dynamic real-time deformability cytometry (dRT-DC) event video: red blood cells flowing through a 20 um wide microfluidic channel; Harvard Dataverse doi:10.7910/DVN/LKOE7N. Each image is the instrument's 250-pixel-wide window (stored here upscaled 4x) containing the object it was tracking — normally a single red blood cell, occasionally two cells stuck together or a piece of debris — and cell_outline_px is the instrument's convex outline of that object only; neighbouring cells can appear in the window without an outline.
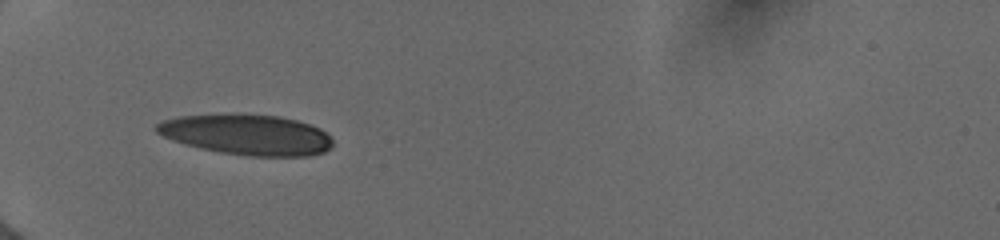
{"species": "human", "species_latin": "Homo sapiens", "temperature_condition": "cold", "stored_images_in_passage": 9, "camera_frame_rate_fps": 3000, "um_per_image_px": 0.085, "donor": {"sex": "female"}, "frame": {"image": 1, "passage_image": 1, "time_ms": 0.0, "image_size_px": [1000, 240], "cell_outline_px": [[332, 144], [324, 152], [308, 156], [248, 156], [220, 152], [200, 148], [184, 144], [172, 140], [156, 132], [152, 128], [156, 124], [164, 120], [176, 116], [232, 112], [244, 112], [280, 116], [296, 120], [320, 128], [332, 140]], "centroid_in_image_um": [20.92, 11.41], "position_along_channel_um": 64.1, "area_um2": 42.31}}
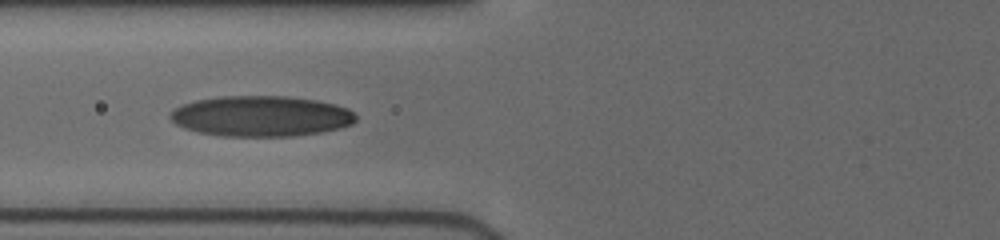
{"frame": {"image": 2, "passage_image": 8, "time_ms": 1.333, "image_size_px": [1000, 240], "cell_outline_px": [[356, 120], [352, 124], [340, 128], [320, 132], [292, 136], [220, 136], [200, 132], [184, 128], [176, 124], [168, 116], [176, 108], [184, 104], [196, 100], [220, 96], [284, 96], [316, 100], [348, 108], [356, 116]], "centroid_in_image_um": [22.19, 9.87], "position_along_channel_um": 103.6, "area_um2": 43.7}}